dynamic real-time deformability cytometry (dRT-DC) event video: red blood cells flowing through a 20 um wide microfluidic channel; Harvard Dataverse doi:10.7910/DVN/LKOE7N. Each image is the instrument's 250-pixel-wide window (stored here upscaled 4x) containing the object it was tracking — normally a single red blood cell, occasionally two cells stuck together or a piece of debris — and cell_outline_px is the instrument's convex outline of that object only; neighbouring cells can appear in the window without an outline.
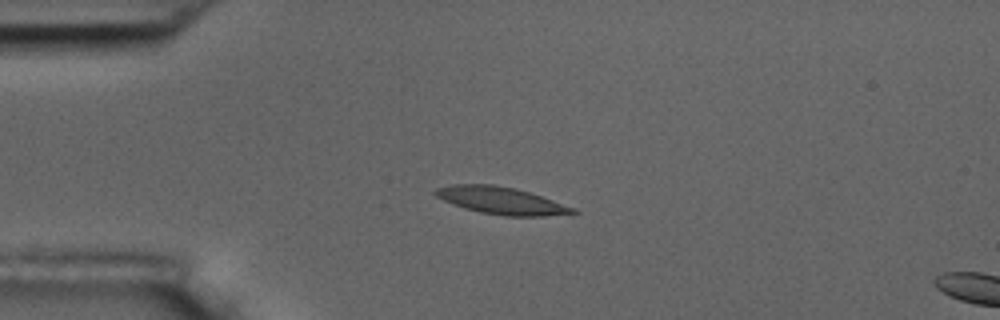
{"species": "common noctule bat (a hibernating species)", "species_latin": "Nyctalus noctula", "temperature_condition": "room temperature", "stored_images_in_passage": 5, "camera_frame_rate_fps": 3000, "um_per_image_px": 0.085, "animal": {"sex": "male", "body_mass_g": 17.5, "forearm_length_mm": 52.3}, "frame": {"image": 1, "passage_image": 4, "time_ms": 3.667, "image_size_px": [1000, 320], "cell_outline_px": [[580, 212], [544, 216], [504, 216], [480, 212], [464, 208], [452, 204], [436, 196], [432, 192], [436, 188], [452, 184], [492, 184], [516, 188], [576, 208]], "centroid_in_image_um": [42.57, 17.05], "position_along_channel_um": 42.4, "area_um2": 21.73}}